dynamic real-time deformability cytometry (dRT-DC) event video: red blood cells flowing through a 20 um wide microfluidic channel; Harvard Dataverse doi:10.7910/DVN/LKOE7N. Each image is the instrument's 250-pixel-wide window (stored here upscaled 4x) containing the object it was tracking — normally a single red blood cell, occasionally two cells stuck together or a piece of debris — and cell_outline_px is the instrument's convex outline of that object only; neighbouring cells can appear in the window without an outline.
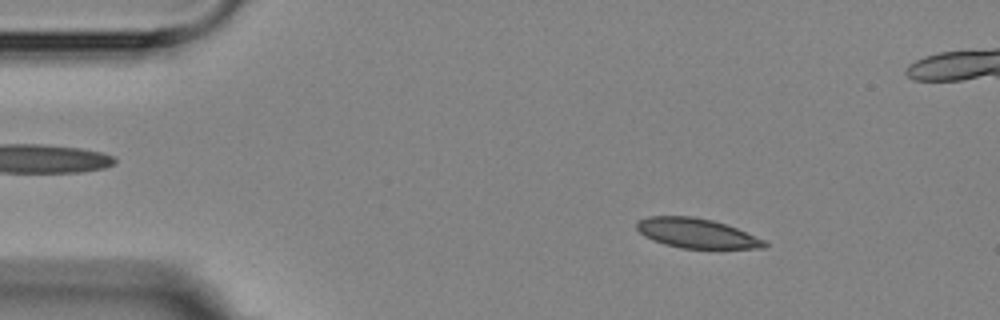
{"species": "Egyptian fruit bat (a non-hibernating species)", "species_latin": "Rousettus aegyptiacus", "temperature_condition": "room temperature", "stored_images_in_passage": 4, "camera_frame_rate_fps": 3000, "um_per_image_px": 0.085, "animal": {"sex": "female"}, "frame": {"image": 1, "passage_image": 2, "time_ms": 1.333, "image_size_px": [1000, 320], "cell_outline_px": [[768, 244], [764, 248], [684, 248], [664, 244], [652, 240], [644, 236], [636, 228], [636, 224], [640, 220], [648, 216], [692, 216], [712, 220], [736, 228], [764, 240]], "centroid_in_image_um": [59.17, 19.82], "position_along_channel_um": 25.8, "area_um2": 21.79}}